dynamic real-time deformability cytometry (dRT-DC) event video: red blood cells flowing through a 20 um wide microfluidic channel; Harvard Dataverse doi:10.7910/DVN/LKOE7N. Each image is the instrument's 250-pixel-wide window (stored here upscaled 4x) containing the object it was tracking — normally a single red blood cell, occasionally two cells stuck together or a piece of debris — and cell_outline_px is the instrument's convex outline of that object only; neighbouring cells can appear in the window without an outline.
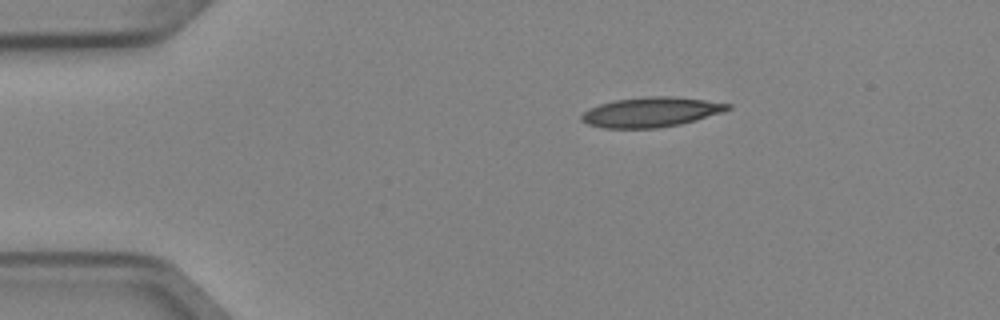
{"species": "Egyptian fruit bat (a non-hibernating species)", "species_latin": "Rousettus aegyptiacus", "temperature_condition": "cold", "stored_images_in_passage": 3, "camera_frame_rate_fps": 3000, "um_per_image_px": 0.085, "animal": {"sex": "female"}, "frame": {"image": 1, "passage_image": 1, "time_ms": 0.0, "image_size_px": [1000, 320], "cell_outline_px": [[732, 108], [696, 120], [680, 124], [656, 128], [604, 128], [588, 124], [580, 120], [580, 116], [584, 112], [600, 104], [616, 100], [648, 96], [668, 96], [704, 100], [732, 104]], "centroid_in_image_um": [55.32, 9.53], "position_along_channel_um": 29.7, "area_um2": 25.09}}